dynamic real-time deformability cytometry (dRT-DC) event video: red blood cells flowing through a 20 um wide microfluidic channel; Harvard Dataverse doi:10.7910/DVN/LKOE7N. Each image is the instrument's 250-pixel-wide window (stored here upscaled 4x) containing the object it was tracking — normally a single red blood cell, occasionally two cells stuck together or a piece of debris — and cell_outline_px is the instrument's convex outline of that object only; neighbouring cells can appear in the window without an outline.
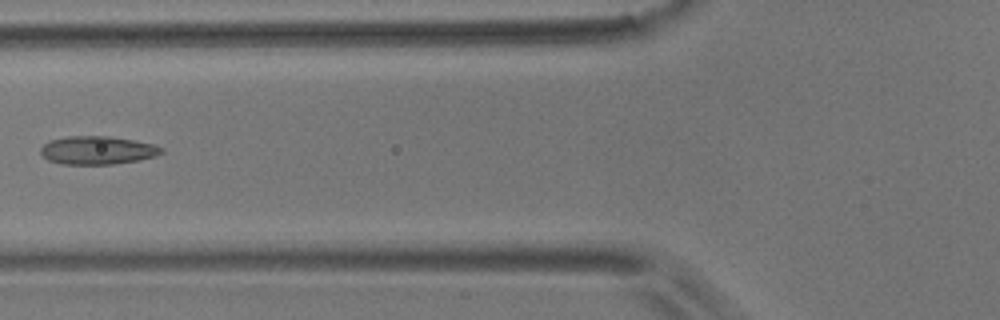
{"species": "common noctule bat (a hibernating species)", "species_latin": "Nyctalus noctula", "temperature_condition": "room temperature", "stored_images_in_passage": 4, "camera_frame_rate_fps": 3000, "um_per_image_px": 0.085, "animal": {"sex": "male", "body_mass_g": 17.9}, "frame": {"image": 1, "passage_image": 2, "time_ms": 1.333, "image_size_px": [1000, 320], "cell_outline_px": [[164, 152], [156, 156], [136, 160], [112, 164], [60, 164], [48, 160], [40, 152], [40, 148], [48, 140], [68, 136], [108, 136], [132, 140], [152, 144], [164, 148]], "centroid_in_image_um": [8.25, 12.77], "position_along_channel_um": 117.5, "area_um2": 19.83}}
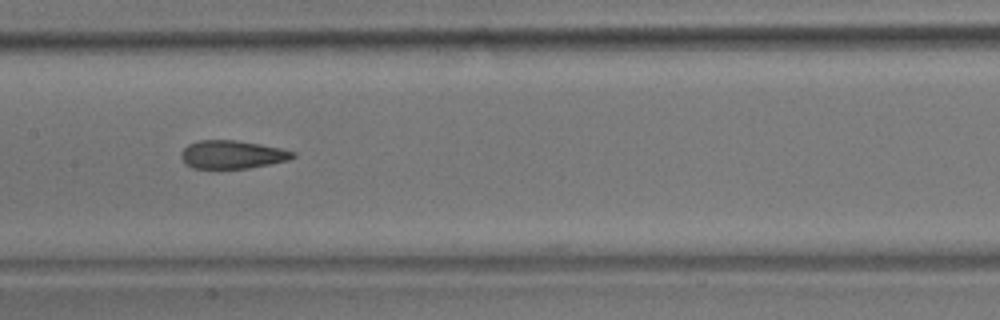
{"frame": {"image": 2, "passage_image": 4, "time_ms": 3.333, "image_size_px": [1000, 320], "cell_outline_px": [[296, 156], [288, 160], [248, 168], [192, 168], [184, 164], [180, 156], [180, 152], [188, 144], [200, 140], [236, 140], [260, 144], [280, 148], [296, 152]], "centroid_in_image_um": [19.71, 13.13], "position_along_channel_um": 187.7, "area_um2": 18.38}}